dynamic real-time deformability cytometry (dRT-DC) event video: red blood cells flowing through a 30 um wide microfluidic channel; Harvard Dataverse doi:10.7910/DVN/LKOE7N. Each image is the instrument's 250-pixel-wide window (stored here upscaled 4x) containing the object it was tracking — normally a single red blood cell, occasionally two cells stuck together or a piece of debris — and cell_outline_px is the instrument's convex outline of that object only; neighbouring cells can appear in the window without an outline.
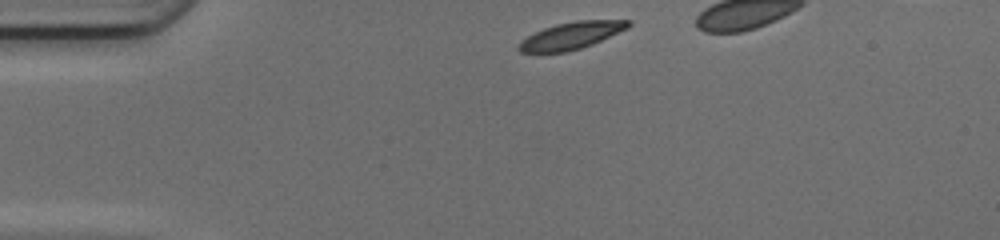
{"species": "common noctule bat (a hibernating species)", "species_latin": "Nyctalus noctula", "temperature_condition": "cold", "stored_images_in_passage": 31, "camera_frame_rate_fps": 3000, "um_per_image_px": 0.085, "animal": {"sex": "female", "body_mass_g": 17.0, "forearm_length_mm": 48.0}, "frame": {"image": 1, "passage_image": 1, "time_ms": 0.0, "image_size_px": [1000, 240], "cell_outline_px": [[632, 24], [628, 28], [592, 44], [580, 48], [564, 52], [520, 52], [516, 48], [516, 44], [520, 40], [544, 28], [556, 24], [576, 20], [632, 20]], "centroid_in_image_um": [48.54, 3.02], "position_along_channel_um": 36.5, "area_um2": 17.22}}
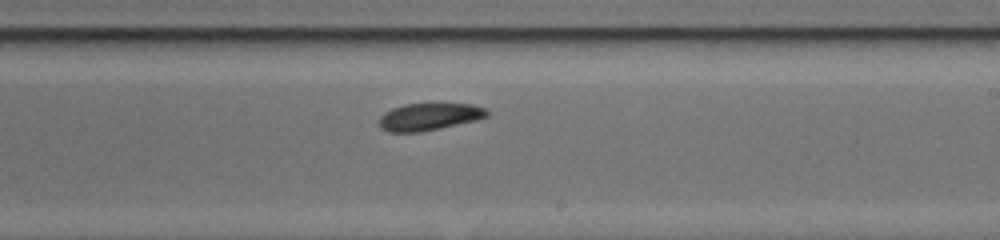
{"frame": {"image": 2, "passage_image": 20, "time_ms": 6.333, "image_size_px": [1000, 240], "cell_outline_px": [[492, 112], [488, 116], [476, 120], [440, 128], [420, 132], [388, 132], [380, 128], [380, 116], [384, 112], [392, 108], [404, 104], [472, 104], [488, 108]], "centroid_in_image_um": [36.52, 9.92], "position_along_channel_um": 252.5, "area_um2": 17.22}}
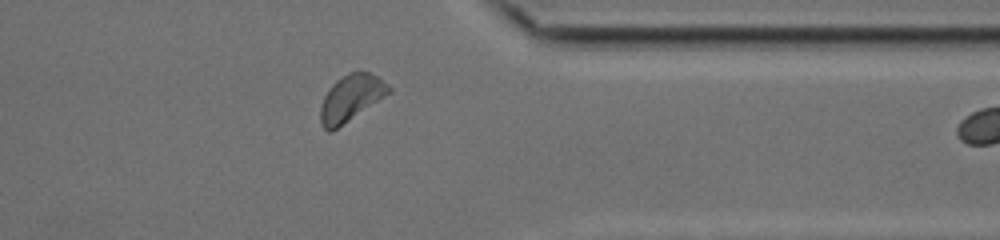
{"frame": {"image": 3, "passage_image": 30, "time_ms": 9.667, "image_size_px": [1000, 240], "cell_outline_px": [[392, 92], [332, 132], [328, 132], [320, 124], [320, 108], [324, 96], [332, 84], [336, 80], [348, 72], [368, 72], [376, 76], [388, 84], [392, 88]], "centroid_in_image_um": [29.83, 8.35], "position_along_channel_um": 381.6, "area_um2": 18.55}}